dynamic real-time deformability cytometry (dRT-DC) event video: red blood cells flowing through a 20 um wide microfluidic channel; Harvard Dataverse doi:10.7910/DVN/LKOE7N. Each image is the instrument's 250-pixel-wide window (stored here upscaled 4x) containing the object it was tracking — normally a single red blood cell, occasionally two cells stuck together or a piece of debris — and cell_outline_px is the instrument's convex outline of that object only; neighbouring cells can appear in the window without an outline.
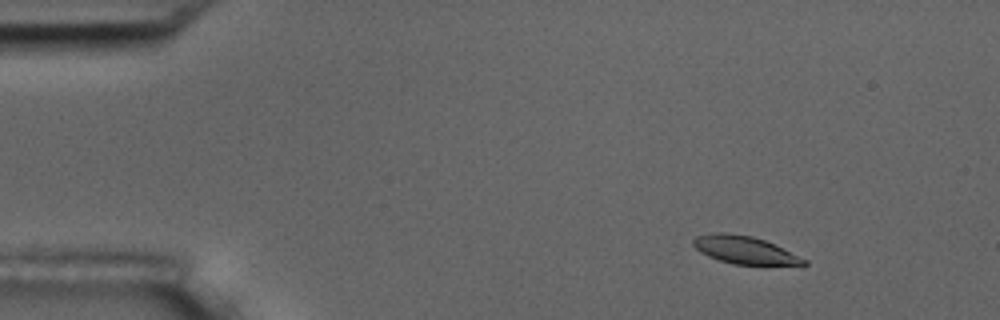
{"species": "common noctule bat (a hibernating species)", "species_latin": "Nyctalus noctula", "temperature_condition": "room temperature", "stored_images_in_passage": 55, "camera_frame_rate_fps": 3000, "um_per_image_px": 0.085, "animal": {"sex": "male", "body_mass_g": 17.5, "forearm_length_mm": 52.3}, "frame": {"image": 1, "passage_image": 5, "time_ms": 1.333, "image_size_px": [1000, 320], "cell_outline_px": [[808, 264], [732, 264], [708, 256], [700, 252], [692, 244], [692, 240], [696, 236], [716, 232], [724, 232], [752, 236], [764, 240], [808, 260]], "centroid_in_image_um": [63.23, 21.23], "position_along_channel_um": 21.8, "area_um2": 17.51}}
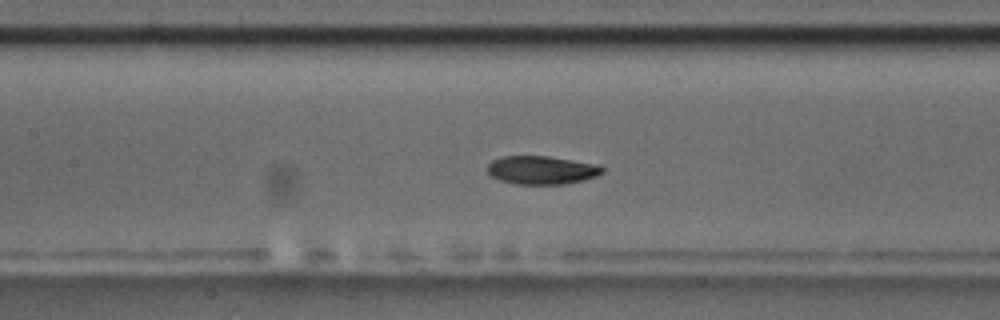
{"frame": {"image": 2, "passage_image": 24, "time_ms": 7.667, "image_size_px": [1000, 320], "cell_outline_px": [[604, 172], [596, 176], [584, 180], [564, 184], [516, 184], [500, 180], [492, 176], [488, 172], [488, 164], [492, 160], [500, 156], [548, 156], [600, 164], [604, 168]], "centroid_in_image_um": [46.07, 14.45], "position_along_channel_um": 161.3, "area_um2": 19.13}}
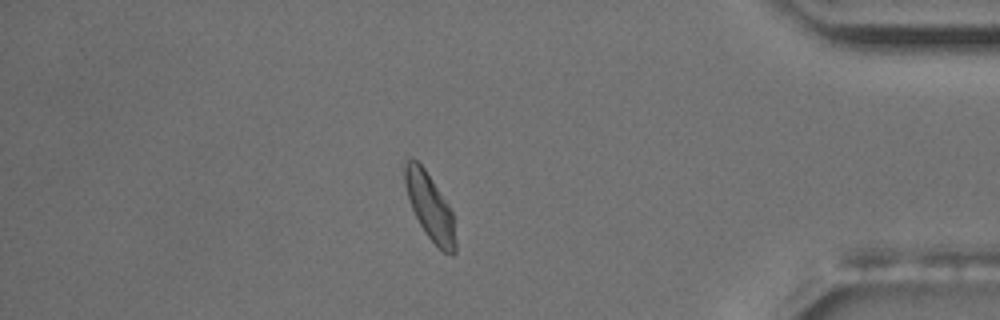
{"frame": {"image": 3, "passage_image": 47, "time_ms": 15.333, "image_size_px": [1000, 320], "cell_outline_px": [[456, 252], [452, 256], [444, 252], [428, 236], [420, 224], [412, 208], [404, 184], [404, 164], [412, 156], [424, 168], [448, 204], [452, 212], [456, 240]], "centroid_in_image_um": [36.54, 17.57], "position_along_channel_um": 398.7, "area_um2": 19.25}, "authors_computed_cell_mechanics": {"area_um2": 19.2474, "velocity_mm_per_s": 3.5573, "shape_relaxation_time_tau1_ms": 2.8671, "shape_relaxation_time_tau2_ms": 6.9734, "deformation_change_tau1": 0.1285, "deformation_change_tau2": 0.0964}}